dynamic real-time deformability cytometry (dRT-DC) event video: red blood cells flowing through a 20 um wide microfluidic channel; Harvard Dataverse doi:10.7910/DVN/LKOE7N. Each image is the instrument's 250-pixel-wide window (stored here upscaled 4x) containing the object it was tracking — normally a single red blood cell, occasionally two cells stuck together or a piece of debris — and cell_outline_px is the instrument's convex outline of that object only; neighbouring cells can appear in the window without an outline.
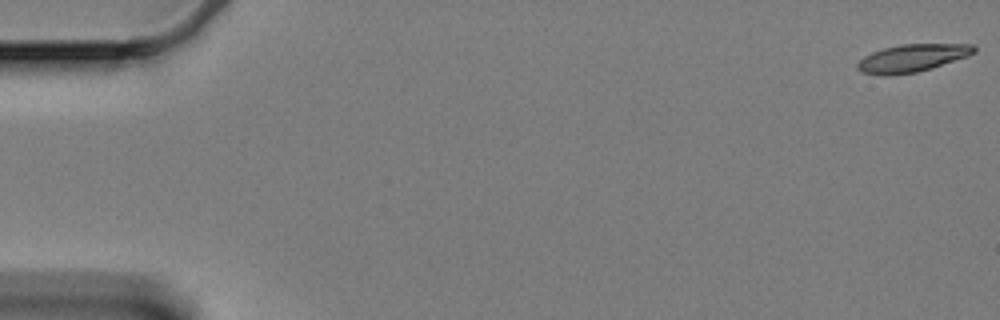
{"species": "Egyptian fruit bat (a non-hibernating species)", "species_latin": "Rousettus aegyptiacus", "temperature_condition": "cold", "stored_images_in_passage": 26, "camera_frame_rate_fps": 3000, "um_per_image_px": 0.085, "animal": {"sex": "female"}, "frame": {"image": 1, "passage_image": 1, "time_ms": 0.0, "image_size_px": [1000, 320], "cell_outline_px": [[976, 52], [968, 56], [916, 72], [884, 76], [864, 72], [856, 68], [856, 64], [864, 56], [872, 52], [884, 48], [900, 44], [972, 44], [976, 48]], "centroid_in_image_um": [77.52, 4.92], "position_along_channel_um": 7.5, "area_um2": 18.55}}
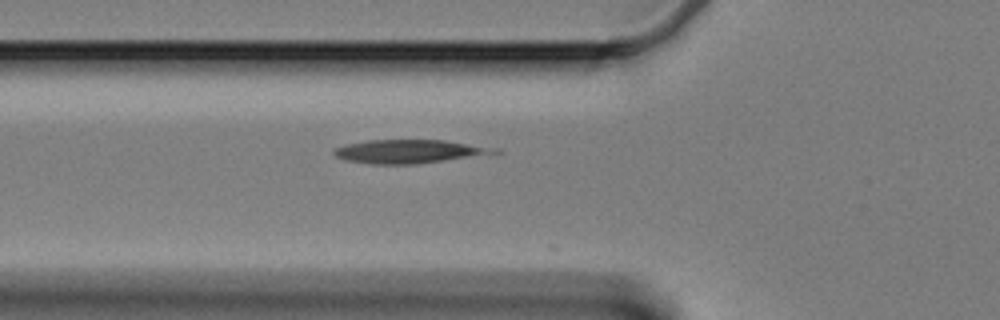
{"frame": {"image": 2, "passage_image": 22, "time_ms": 7.0, "image_size_px": [1000, 320], "cell_outline_px": [[504, 152], [416, 164], [372, 164], [344, 160], [336, 156], [332, 152], [332, 148], [348, 144], [368, 140], [444, 140], [500, 148]], "centroid_in_image_um": [34.79, 12.87], "position_along_channel_um": 91.0, "area_um2": 22.08}}
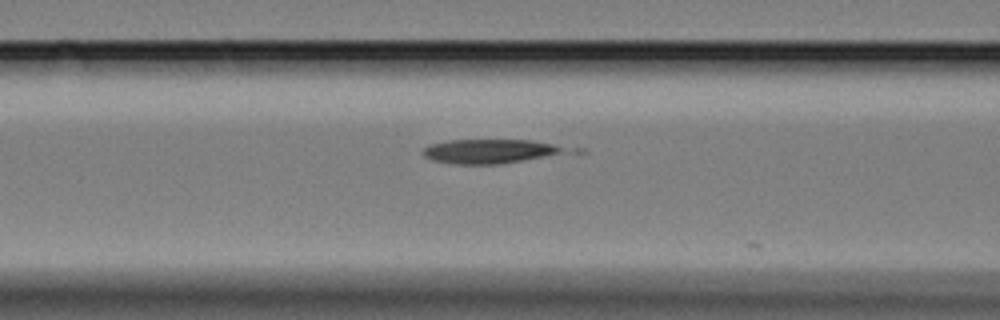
{"frame": {"image": 3, "passage_image": 25, "time_ms": 8.0, "image_size_px": [1000, 320], "cell_outline_px": [[560, 152], [500, 164], [452, 164], [432, 160], [424, 156], [424, 148], [428, 144], [448, 140], [528, 140], [552, 144], [560, 148]], "centroid_in_image_um": [41.38, 12.85], "position_along_channel_um": 125.2, "area_um2": 19.19}}